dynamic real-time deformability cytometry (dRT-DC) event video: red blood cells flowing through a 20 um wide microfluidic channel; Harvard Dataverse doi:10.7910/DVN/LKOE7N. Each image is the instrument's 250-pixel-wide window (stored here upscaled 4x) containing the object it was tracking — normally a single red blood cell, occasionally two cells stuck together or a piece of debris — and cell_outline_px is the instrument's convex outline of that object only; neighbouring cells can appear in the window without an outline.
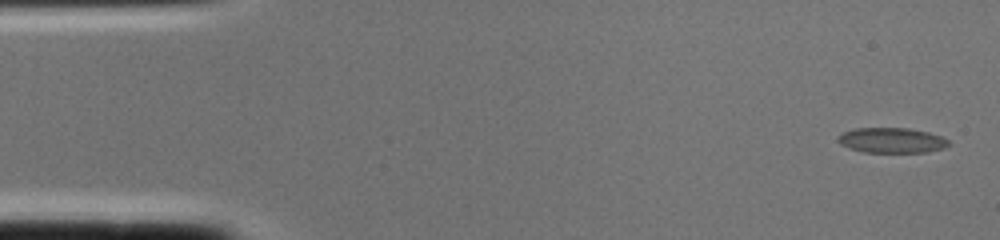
{"species": "common noctule bat (a hibernating species)", "species_latin": "Nyctalus noctula", "temperature_condition": "cold", "stored_images_in_passage": 2, "camera_frame_rate_fps": 3000, "um_per_image_px": 0.085, "animal": {"sex": "female", "body_mass_g": 22.0, "forearm_length_mm": 56.7}, "frame": {"image": 1, "passage_image": 1, "time_ms": 0.0, "image_size_px": [1000, 240], "cell_outline_px": [[952, 144], [944, 148], [928, 152], [864, 152], [848, 148], [840, 144], [836, 140], [836, 136], [840, 132], [856, 128], [908, 128], [928, 132], [940, 136], [948, 140]], "centroid_in_image_um": [75.75, 11.92], "position_along_channel_um": 9.2, "area_um2": 16.47}}
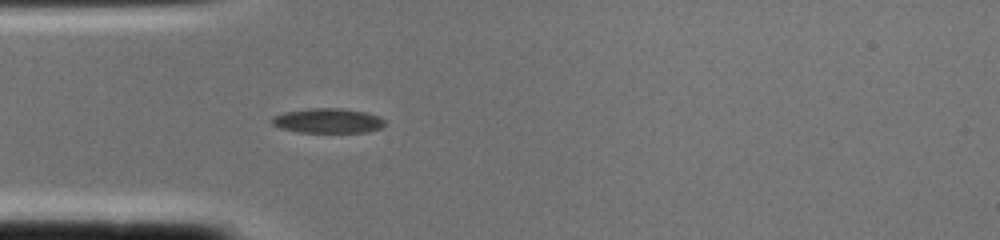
{"frame": {"image": 2, "passage_image": 2, "time_ms": 0.333, "image_size_px": [1000, 240], "cell_outline_px": [[384, 124], [380, 128], [368, 132], [300, 132], [280, 128], [272, 124], [272, 120], [276, 116], [284, 112], [312, 108], [340, 108], [368, 112], [380, 116], [384, 120]], "centroid_in_image_um": [27.91, 10.26], "position_along_channel_um": 57.1, "area_um2": 16.18}}